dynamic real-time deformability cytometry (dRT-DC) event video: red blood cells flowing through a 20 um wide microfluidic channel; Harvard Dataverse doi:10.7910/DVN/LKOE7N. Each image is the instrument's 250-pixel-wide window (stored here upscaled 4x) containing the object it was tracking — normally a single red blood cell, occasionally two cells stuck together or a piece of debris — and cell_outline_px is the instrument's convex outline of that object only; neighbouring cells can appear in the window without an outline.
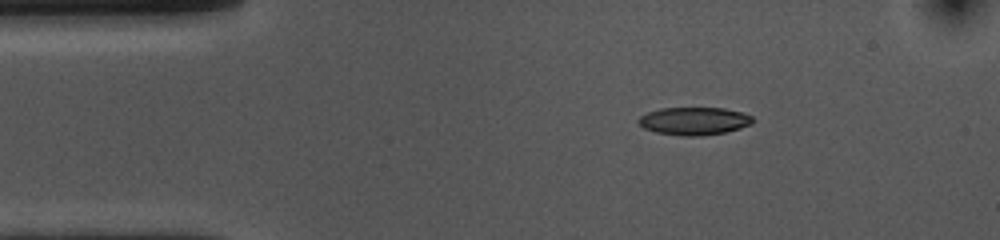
{"species": "common noctule bat (a hibernating species)", "species_latin": "Nyctalus noctula", "temperature_condition": "cold", "stored_images_in_passage": 46, "camera_frame_rate_fps": 3000, "um_per_image_px": 0.085, "animal": {"sex": "female", "body_mass_g": 10.0, "forearm_length_mm": 53.1}, "frame": {"image": 1, "passage_image": 1, "time_ms": 0.0, "image_size_px": [1000, 240], "cell_outline_px": [[756, 120], [752, 124], [740, 128], [724, 132], [700, 136], [684, 136], [656, 132], [644, 128], [636, 120], [640, 116], [648, 112], [660, 108], [724, 108], [744, 112], [752, 116]], "centroid_in_image_um": [59.03, 10.28], "position_along_channel_um": 26.0, "area_um2": 18.61}}
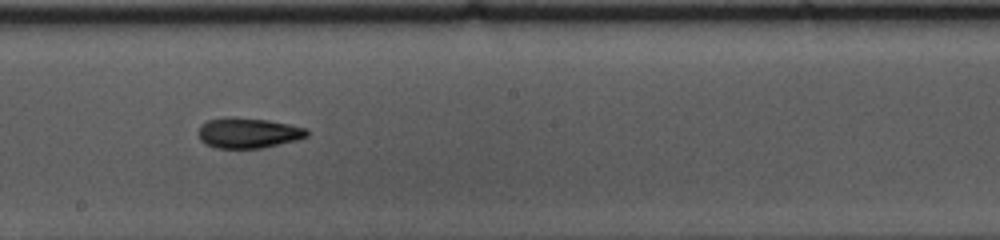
{"frame": {"image": 2, "passage_image": 21, "time_ms": 6.667, "image_size_px": [1000, 240], "cell_outline_px": [[308, 136], [296, 140], [260, 148], [216, 148], [204, 144], [200, 140], [196, 132], [200, 124], [208, 120], [224, 116], [232, 116], [268, 120], [308, 128]], "centroid_in_image_um": [21.03, 11.28], "position_along_channel_um": 227.2, "area_um2": 19.54}}
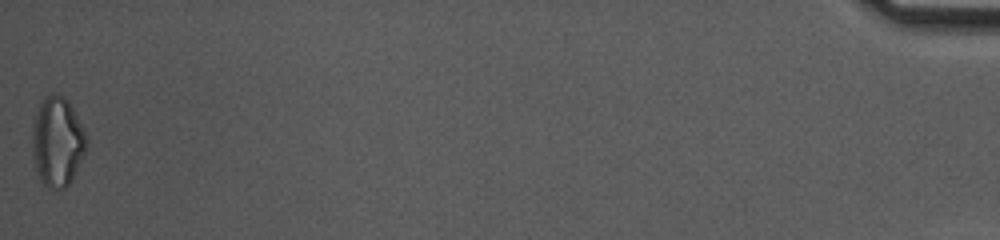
{"frame": {"image": 3, "passage_image": 46, "time_ms": 15.0, "image_size_px": [1000, 240], "cell_outline_px": [[88, 144], [68, 184], [64, 188], [48, 188], [40, 180], [32, 160], [32, 124], [40, 104], [48, 96], [56, 92], [64, 96], [68, 100], [88, 140]], "centroid_in_image_um": [4.84, 12.04], "position_along_channel_um": 430.4, "area_um2": 27.86}, "authors_computed_cell_mechanics": {"area_um2": 19.3341, "velocity_mm_per_s": 3.6935, "shape_relaxation_time_tau1_ms": 8.0745, "shape_relaxation_time_tau2_ms": 5.7752, "deformation_change_tau1": 0.1707, "deformation_change_tau2": 0.1449}}